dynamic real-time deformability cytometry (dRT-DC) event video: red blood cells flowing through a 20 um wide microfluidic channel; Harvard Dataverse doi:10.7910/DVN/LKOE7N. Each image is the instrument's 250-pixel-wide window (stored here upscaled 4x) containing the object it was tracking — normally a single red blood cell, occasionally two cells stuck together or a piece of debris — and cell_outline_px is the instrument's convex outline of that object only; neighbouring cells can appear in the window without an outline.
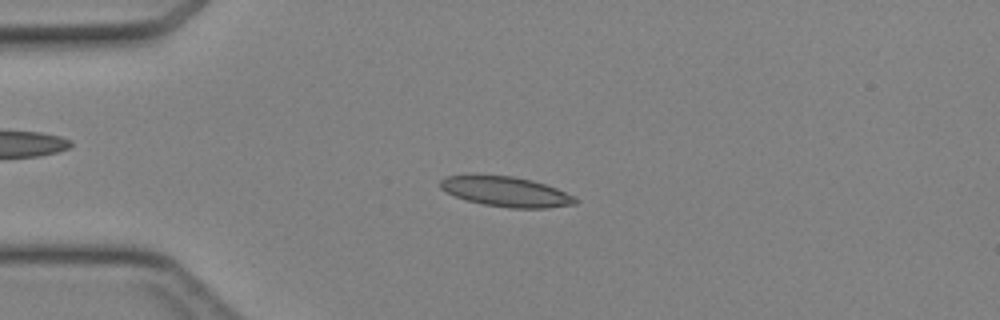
{"species": "Egyptian fruit bat (a non-hibernating species)", "species_latin": "Rousettus aegyptiacus", "temperature_condition": "cold", "stored_images_in_passage": 41, "camera_frame_rate_fps": 3000, "um_per_image_px": 0.085, "animal": {"sex": "female"}, "frame": {"image": 1, "passage_image": 7, "time_ms": 2.0, "image_size_px": [1000, 320], "cell_outline_px": [[580, 200], [576, 204], [548, 208], [512, 208], [484, 204], [464, 200], [440, 188], [440, 180], [444, 176], [472, 172], [512, 176], [532, 180], [556, 188], [576, 196]], "centroid_in_image_um": [42.97, 16.25], "position_along_channel_um": 42.0, "area_um2": 24.39}}
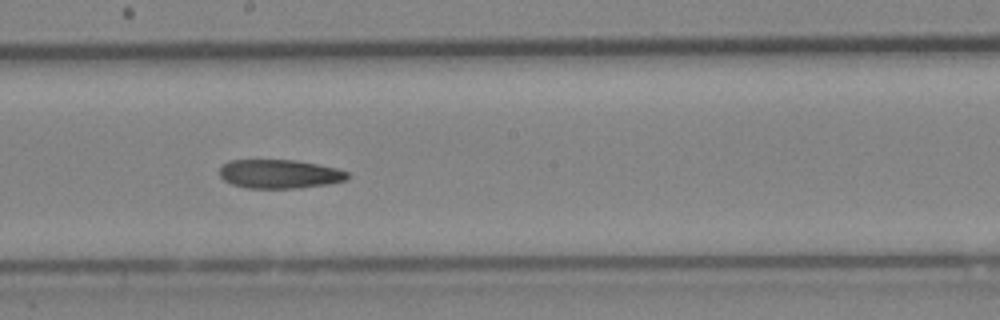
{"frame": {"image": 2, "passage_image": 21, "time_ms": 6.667, "image_size_px": [1000, 320], "cell_outline_px": [[348, 180], [328, 184], [300, 188], [248, 188], [232, 184], [224, 180], [220, 176], [220, 168], [228, 160], [296, 160], [336, 168], [348, 172]], "centroid_in_image_um": [23.77, 14.79], "position_along_channel_um": 224.4, "area_um2": 21.5}}
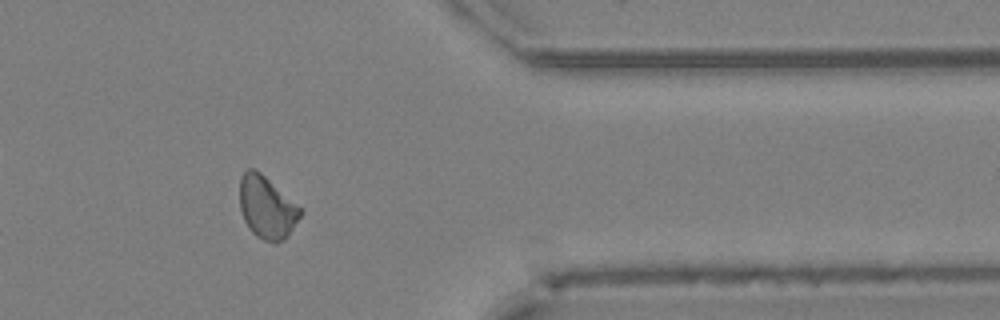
{"frame": {"image": 3, "passage_image": 33, "time_ms": 10.667, "image_size_px": [1000, 320], "cell_outline_px": [[304, 212], [284, 240], [276, 244], [272, 244], [256, 236], [248, 228], [244, 220], [240, 208], [240, 176], [248, 168], [256, 168], [300, 208]], "centroid_in_image_um": [22.66, 17.65], "position_along_channel_um": 388.7, "area_um2": 22.02}}